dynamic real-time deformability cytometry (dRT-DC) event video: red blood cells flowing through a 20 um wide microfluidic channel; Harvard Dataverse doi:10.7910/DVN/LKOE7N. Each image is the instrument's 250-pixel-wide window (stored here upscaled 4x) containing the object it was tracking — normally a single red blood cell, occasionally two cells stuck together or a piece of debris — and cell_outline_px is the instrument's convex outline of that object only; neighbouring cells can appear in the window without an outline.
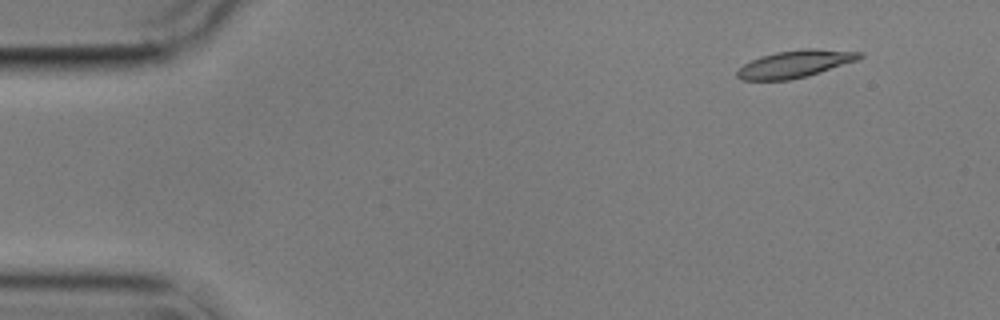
{"species": "common noctule bat (a hibernating species)", "species_latin": "Nyctalus noctula", "temperature_condition": "cold", "stored_images_in_passage": 8, "camera_frame_rate_fps": 3000, "um_per_image_px": 0.085, "animal": {"sex": "male", "body_mass_g": 17.9}, "frame": {"image": 1, "passage_image": 2, "time_ms": 1.333, "image_size_px": [1000, 320], "cell_outline_px": [[864, 56], [856, 60], [808, 76], [788, 80], [740, 80], [736, 76], [736, 72], [744, 64], [760, 56], [776, 52], [800, 48], [816, 48], [864, 52]], "centroid_in_image_um": [67.58, 5.42], "position_along_channel_um": 17.4, "area_um2": 19.54}}
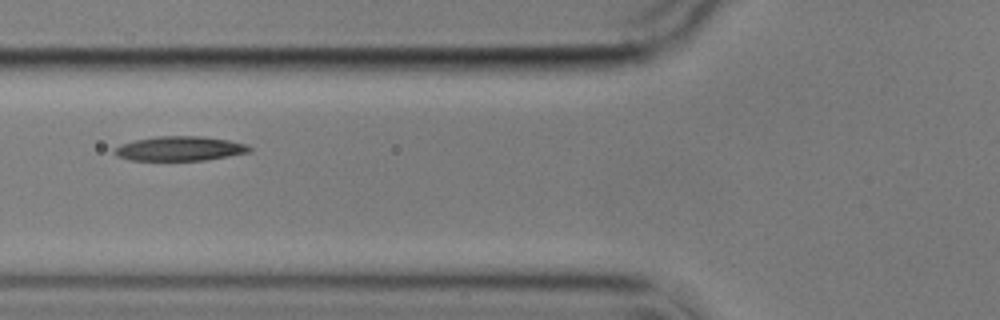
{"frame": {"image": 2, "passage_image": 6, "time_ms": 6.667, "image_size_px": [1000, 320], "cell_outline_px": [[252, 152], [204, 160], [128, 160], [116, 156], [112, 152], [112, 148], [120, 144], [136, 140], [156, 136], [200, 136], [228, 140], [244, 144], [252, 148]], "centroid_in_image_um": [15.22, 12.63], "position_along_channel_um": 110.6, "area_um2": 19.31}}
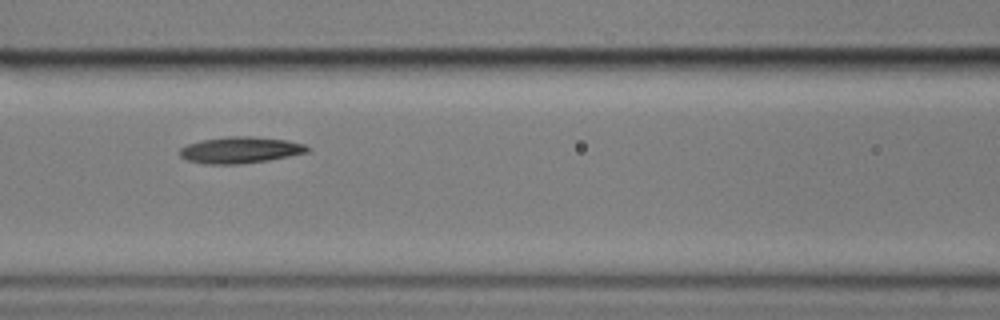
{"frame": {"image": 3, "passage_image": 7, "time_ms": 7.667, "image_size_px": [1000, 320], "cell_outline_px": [[312, 148], [308, 152], [268, 160], [236, 164], [204, 164], [188, 160], [180, 156], [180, 148], [188, 144], [200, 140], [228, 136], [252, 136], [288, 140], [304, 144]], "centroid_in_image_um": [20.43, 12.74], "position_along_channel_um": 146.2, "area_um2": 19.65}}